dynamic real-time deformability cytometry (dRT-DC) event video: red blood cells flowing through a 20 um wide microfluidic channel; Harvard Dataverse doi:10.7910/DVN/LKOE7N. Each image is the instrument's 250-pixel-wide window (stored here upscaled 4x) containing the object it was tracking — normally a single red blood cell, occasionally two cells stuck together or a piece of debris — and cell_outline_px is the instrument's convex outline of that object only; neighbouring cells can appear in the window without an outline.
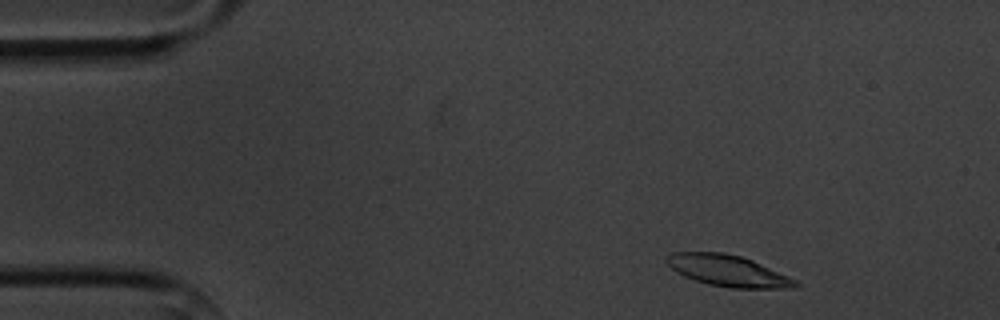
{"species": "common noctule bat (a hibernating species)", "species_latin": "Nyctalus noctula", "temperature_condition": "cold", "stored_images_in_passage": 3, "camera_frame_rate_fps": 3000, "um_per_image_px": 0.085, "animal": {"sex": "male", "body_mass_g": 20.1, "forearm_length_mm": 53.5}, "frame": {"image": 1, "passage_image": 1, "time_ms": 0.0, "image_size_px": [1000, 320], "cell_outline_px": [[800, 284], [792, 288], [728, 288], [708, 284], [684, 276], [676, 272], [664, 260], [672, 252], [724, 252], [740, 256], [752, 260], [788, 276], [796, 280]], "centroid_in_image_um": [61.86, 23.01], "position_along_channel_um": 23.1, "area_um2": 23.35}}